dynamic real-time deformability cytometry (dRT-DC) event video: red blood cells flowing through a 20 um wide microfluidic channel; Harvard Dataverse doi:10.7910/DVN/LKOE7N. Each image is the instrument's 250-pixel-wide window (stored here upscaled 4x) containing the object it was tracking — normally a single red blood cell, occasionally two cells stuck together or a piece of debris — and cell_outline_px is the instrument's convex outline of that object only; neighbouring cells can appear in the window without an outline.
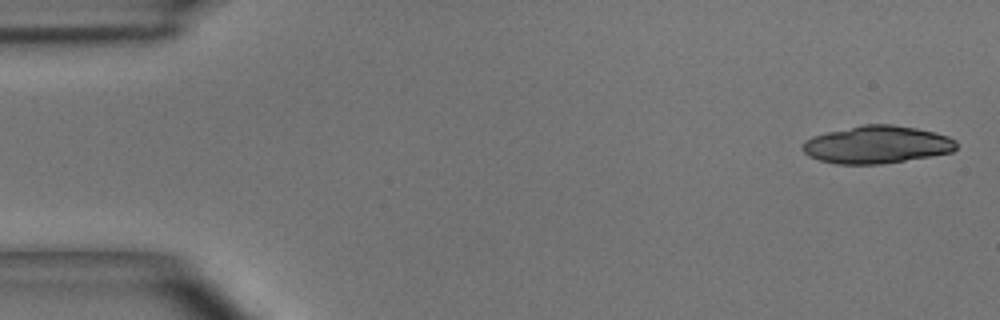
{"species": "common noctule bat (a hibernating species)", "species_latin": "Nyctalus noctula", "temperature_condition": "room temperature", "stored_images_in_passage": 5, "camera_frame_rate_fps": 3000, "um_per_image_px": 0.085, "animal": {"sex": "male", "body_mass_g": 15.6}, "frame": {"image": 1, "passage_image": 1, "time_ms": 0.0, "image_size_px": [1000, 320], "cell_outline_px": [[956, 148], [952, 152], [880, 164], [840, 164], [820, 160], [808, 156], [804, 152], [804, 140], [812, 136], [828, 132], [864, 124], [892, 124], [916, 128], [948, 136], [956, 140]], "centroid_in_image_um": [74.53, 12.29], "position_along_channel_um": 10.5, "area_um2": 33.29}}
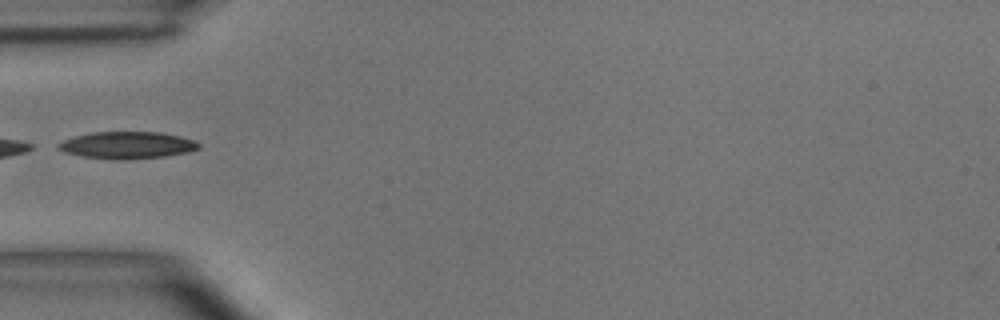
{"frame": {"image": 2, "passage_image": 5, "time_ms": 1.333, "image_size_px": [1000, 320], "cell_outline_px": [[200, 148], [188, 152], [164, 156], [128, 160], [112, 160], [84, 156], [64, 152], [56, 148], [56, 144], [64, 140], [76, 136], [92, 132], [160, 132], [180, 136], [196, 140], [200, 144]], "centroid_in_image_um": [10.82, 12.34], "position_along_channel_um": 74.2, "area_um2": 22.25}}